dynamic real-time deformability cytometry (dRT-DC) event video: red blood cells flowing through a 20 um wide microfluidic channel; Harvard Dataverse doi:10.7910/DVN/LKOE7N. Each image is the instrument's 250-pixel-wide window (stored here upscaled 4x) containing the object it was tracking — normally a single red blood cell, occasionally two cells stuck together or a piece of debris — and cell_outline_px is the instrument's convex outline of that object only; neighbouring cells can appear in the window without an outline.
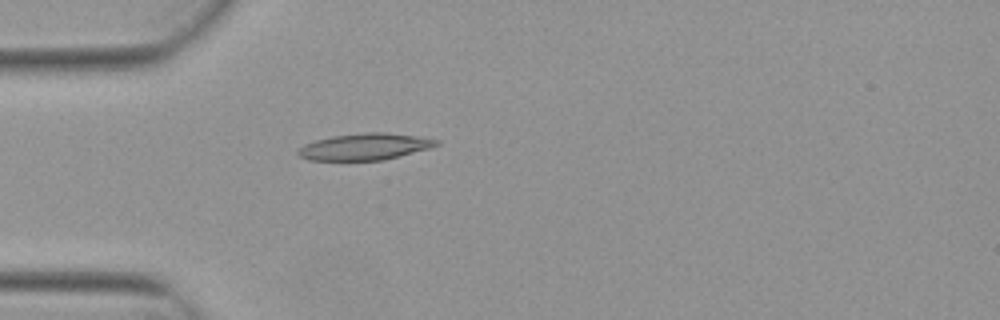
{"species": "Egyptian fruit bat (a non-hibernating species)", "species_latin": "Rousettus aegyptiacus", "temperature_condition": "warm", "stored_images_in_passage": 1, "camera_frame_rate_fps": 3000, "um_per_image_px": 0.085, "animal": {"sex": "female"}, "frame": {"image": 1, "passage_image": 1, "time_ms": 0.0, "image_size_px": [1000, 320], "cell_outline_px": [[440, 144], [428, 148], [380, 160], [308, 160], [300, 156], [296, 152], [304, 144], [316, 140], [332, 136], [368, 132], [384, 132], [416, 136], [440, 140]], "centroid_in_image_um": [30.97, 12.46], "position_along_channel_um": 54.0, "area_um2": 21.04}}